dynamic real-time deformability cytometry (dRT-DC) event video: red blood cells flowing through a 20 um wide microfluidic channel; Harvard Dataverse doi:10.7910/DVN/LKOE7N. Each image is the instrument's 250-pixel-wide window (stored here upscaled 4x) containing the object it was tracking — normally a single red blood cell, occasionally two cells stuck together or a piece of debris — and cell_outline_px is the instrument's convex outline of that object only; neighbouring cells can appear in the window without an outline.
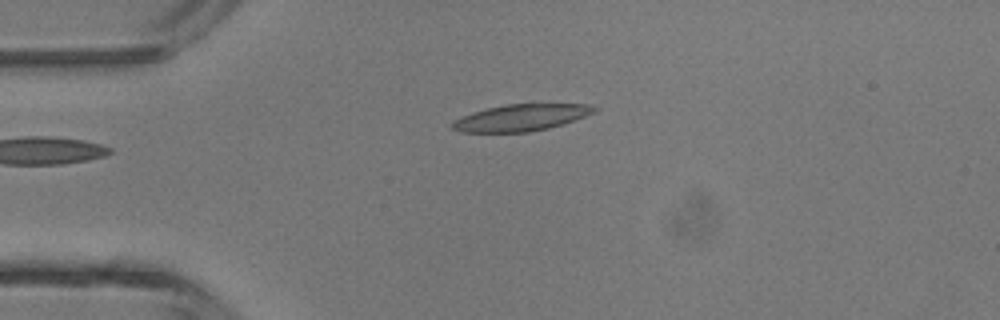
{"species": "common noctule bat (a hibernating species)", "species_latin": "Nyctalus noctula", "temperature_condition": "room temperature", "stored_images_in_passage": 3, "camera_frame_rate_fps": 3000, "um_per_image_px": 0.085, "animal": {"sex": "male", "body_mass_g": 13.3}, "frame": {"image": 1, "passage_image": 1, "time_ms": 0.0, "image_size_px": [1000, 320], "cell_outline_px": [[600, 108], [596, 112], [564, 124], [548, 128], [528, 132], [460, 132], [452, 128], [448, 124], [452, 120], [472, 112], [488, 108], [508, 104], [592, 104]], "centroid_in_image_um": [44.3, 10.0], "position_along_channel_um": 40.7, "area_um2": 22.25}}
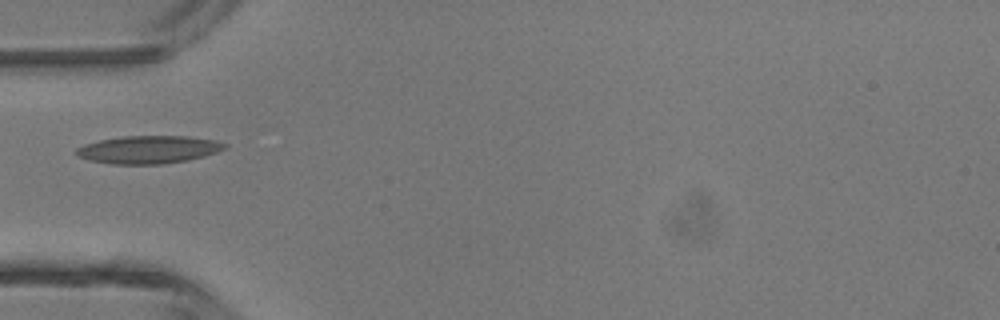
{"frame": {"image": 2, "passage_image": 2, "time_ms": 0.333, "image_size_px": [1000, 320], "cell_outline_px": [[228, 148], [204, 156], [188, 160], [164, 164], [112, 164], [88, 160], [76, 156], [72, 152], [76, 148], [84, 144], [100, 140], [124, 136], [184, 136], [216, 140], [228, 144]], "centroid_in_image_um": [12.6, 12.72], "position_along_channel_um": 72.4, "area_um2": 24.28}}
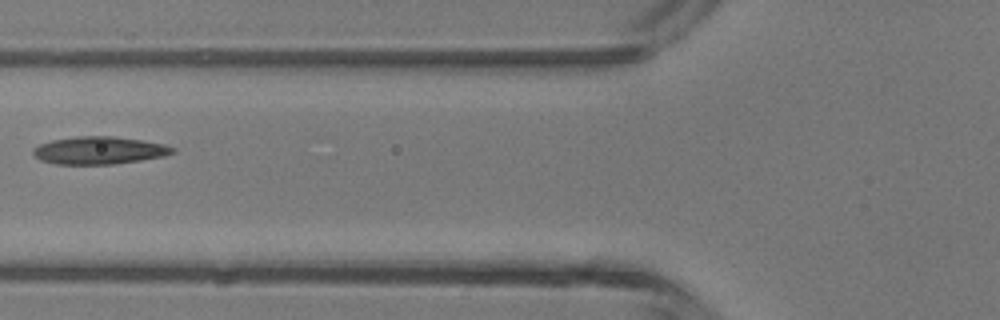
{"frame": {"image": 3, "passage_image": 3, "time_ms": 0.667, "image_size_px": [1000, 320], "cell_outline_px": [[176, 152], [164, 156], [140, 160], [112, 164], [56, 164], [40, 160], [32, 152], [32, 148], [40, 144], [52, 140], [76, 136], [116, 136], [144, 140], [164, 144], [176, 148]], "centroid_in_image_um": [8.45, 12.77], "position_along_channel_um": 117.3, "area_um2": 22.54}}